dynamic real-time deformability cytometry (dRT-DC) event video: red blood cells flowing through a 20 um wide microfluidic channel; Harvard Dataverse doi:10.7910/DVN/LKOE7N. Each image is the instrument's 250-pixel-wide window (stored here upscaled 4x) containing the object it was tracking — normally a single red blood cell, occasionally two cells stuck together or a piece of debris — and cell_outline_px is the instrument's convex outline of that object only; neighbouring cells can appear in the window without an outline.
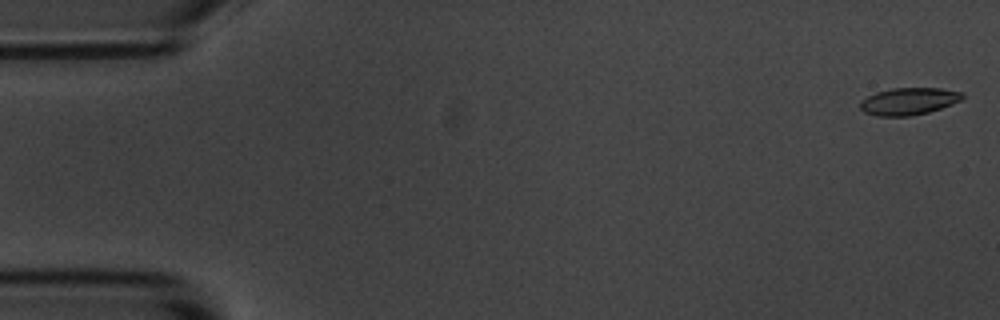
{"species": "common noctule bat (a hibernating species)", "species_latin": "Nyctalus noctula", "temperature_condition": "room temperature", "stored_images_in_passage": 54, "camera_frame_rate_fps": 3000, "um_per_image_px": 0.085, "animal": {"sex": "male", "body_mass_g": 20.1, "forearm_length_mm": 53.5}, "frame": {"image": 1, "passage_image": 1, "time_ms": 0.0, "image_size_px": [1000, 320], "cell_outline_px": [[964, 96], [960, 100], [952, 104], [928, 112], [908, 116], [876, 116], [864, 112], [860, 108], [860, 100], [876, 92], [892, 88], [940, 88], [964, 92]], "centroid_in_image_um": [77.23, 8.6], "position_along_channel_um": 7.8, "area_um2": 16.18}}
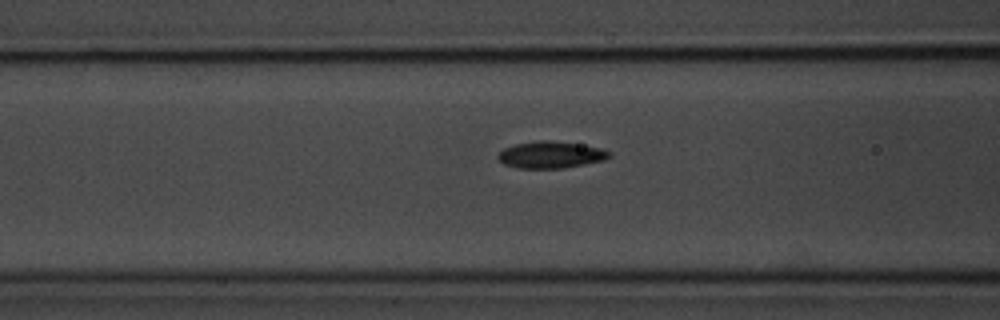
{"frame": {"image": 2, "passage_image": 21, "time_ms": 6.667, "image_size_px": [1000, 320], "cell_outline_px": [[612, 156], [604, 160], [564, 168], [516, 168], [504, 164], [496, 156], [504, 148], [516, 144], [540, 140], [552, 140], [600, 148], [612, 152]], "centroid_in_image_um": [46.81, 13.16], "position_along_channel_um": 119.8, "area_um2": 17.28}}
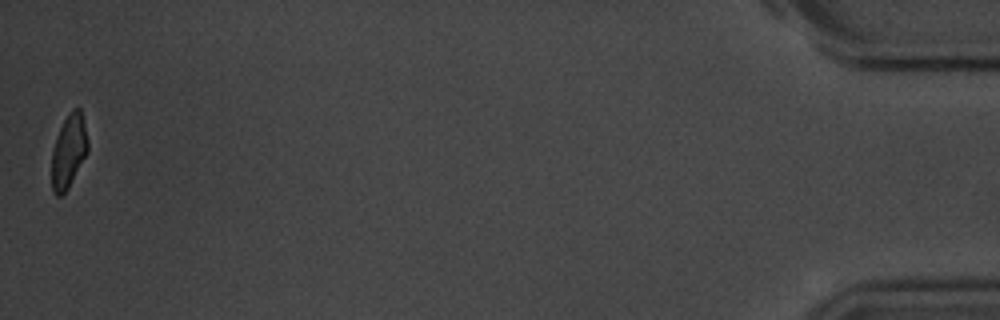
{"frame": {"image": 3, "passage_image": 54, "time_ms": 17.667, "image_size_px": [1000, 320], "cell_outline_px": [[88, 152], [68, 188], [60, 196], [56, 196], [52, 192], [52, 152], [56, 136], [64, 120], [72, 108], [80, 108], [84, 120], [88, 140]], "centroid_in_image_um": [5.85, 12.84], "position_along_channel_um": 429.4, "area_um2": 15.49}, "authors_computed_cell_mechanics": {"area_um2": 16.7042, "velocity_mm_per_s": 3.6867, "shape_relaxation_time_tau1_ms": 3.004, "shape_relaxation_time_tau2_ms": 2.9536, "deformation_change_tau1": 0.1291, "deformation_change_tau2": 0.0519}}